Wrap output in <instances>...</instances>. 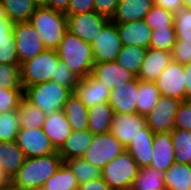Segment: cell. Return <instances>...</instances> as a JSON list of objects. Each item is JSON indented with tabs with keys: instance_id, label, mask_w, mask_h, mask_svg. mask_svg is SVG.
I'll list each match as a JSON object with an SVG mask.
<instances>
[{
	"instance_id": "29",
	"label": "cell",
	"mask_w": 191,
	"mask_h": 190,
	"mask_svg": "<svg viewBox=\"0 0 191 190\" xmlns=\"http://www.w3.org/2000/svg\"><path fill=\"white\" fill-rule=\"evenodd\" d=\"M167 190H191V165L175 162L164 175Z\"/></svg>"
},
{
	"instance_id": "40",
	"label": "cell",
	"mask_w": 191,
	"mask_h": 190,
	"mask_svg": "<svg viewBox=\"0 0 191 190\" xmlns=\"http://www.w3.org/2000/svg\"><path fill=\"white\" fill-rule=\"evenodd\" d=\"M144 21L151 30L161 27H174L175 22L173 12L157 5H153L150 12L145 16Z\"/></svg>"
},
{
	"instance_id": "42",
	"label": "cell",
	"mask_w": 191,
	"mask_h": 190,
	"mask_svg": "<svg viewBox=\"0 0 191 190\" xmlns=\"http://www.w3.org/2000/svg\"><path fill=\"white\" fill-rule=\"evenodd\" d=\"M24 98V89H9L0 87V114L17 110Z\"/></svg>"
},
{
	"instance_id": "11",
	"label": "cell",
	"mask_w": 191,
	"mask_h": 190,
	"mask_svg": "<svg viewBox=\"0 0 191 190\" xmlns=\"http://www.w3.org/2000/svg\"><path fill=\"white\" fill-rule=\"evenodd\" d=\"M181 102L179 99L161 95L154 109L146 116L147 126L154 133L171 132Z\"/></svg>"
},
{
	"instance_id": "46",
	"label": "cell",
	"mask_w": 191,
	"mask_h": 190,
	"mask_svg": "<svg viewBox=\"0 0 191 190\" xmlns=\"http://www.w3.org/2000/svg\"><path fill=\"white\" fill-rule=\"evenodd\" d=\"M170 133L174 152H179L183 149V146L191 145V130L173 129Z\"/></svg>"
},
{
	"instance_id": "12",
	"label": "cell",
	"mask_w": 191,
	"mask_h": 190,
	"mask_svg": "<svg viewBox=\"0 0 191 190\" xmlns=\"http://www.w3.org/2000/svg\"><path fill=\"white\" fill-rule=\"evenodd\" d=\"M15 142L26 158L41 157L57 152L42 128H20Z\"/></svg>"
},
{
	"instance_id": "35",
	"label": "cell",
	"mask_w": 191,
	"mask_h": 190,
	"mask_svg": "<svg viewBox=\"0 0 191 190\" xmlns=\"http://www.w3.org/2000/svg\"><path fill=\"white\" fill-rule=\"evenodd\" d=\"M79 184L69 166L63 162L58 171L43 185L44 190H77Z\"/></svg>"
},
{
	"instance_id": "23",
	"label": "cell",
	"mask_w": 191,
	"mask_h": 190,
	"mask_svg": "<svg viewBox=\"0 0 191 190\" xmlns=\"http://www.w3.org/2000/svg\"><path fill=\"white\" fill-rule=\"evenodd\" d=\"M153 5V0H120L110 20L115 24L142 20Z\"/></svg>"
},
{
	"instance_id": "48",
	"label": "cell",
	"mask_w": 191,
	"mask_h": 190,
	"mask_svg": "<svg viewBox=\"0 0 191 190\" xmlns=\"http://www.w3.org/2000/svg\"><path fill=\"white\" fill-rule=\"evenodd\" d=\"M119 1L120 0H95L94 11L111 19Z\"/></svg>"
},
{
	"instance_id": "38",
	"label": "cell",
	"mask_w": 191,
	"mask_h": 190,
	"mask_svg": "<svg viewBox=\"0 0 191 190\" xmlns=\"http://www.w3.org/2000/svg\"><path fill=\"white\" fill-rule=\"evenodd\" d=\"M19 129L18 110L0 114V141H15Z\"/></svg>"
},
{
	"instance_id": "16",
	"label": "cell",
	"mask_w": 191,
	"mask_h": 190,
	"mask_svg": "<svg viewBox=\"0 0 191 190\" xmlns=\"http://www.w3.org/2000/svg\"><path fill=\"white\" fill-rule=\"evenodd\" d=\"M139 79L136 77L131 82L113 88L110 91L108 104L114 109L115 113L132 114L137 113V93Z\"/></svg>"
},
{
	"instance_id": "55",
	"label": "cell",
	"mask_w": 191,
	"mask_h": 190,
	"mask_svg": "<svg viewBox=\"0 0 191 190\" xmlns=\"http://www.w3.org/2000/svg\"><path fill=\"white\" fill-rule=\"evenodd\" d=\"M11 180L6 176L2 168L0 167V186L9 183Z\"/></svg>"
},
{
	"instance_id": "10",
	"label": "cell",
	"mask_w": 191,
	"mask_h": 190,
	"mask_svg": "<svg viewBox=\"0 0 191 190\" xmlns=\"http://www.w3.org/2000/svg\"><path fill=\"white\" fill-rule=\"evenodd\" d=\"M91 45L95 63L116 61L123 47L116 24L109 20Z\"/></svg>"
},
{
	"instance_id": "21",
	"label": "cell",
	"mask_w": 191,
	"mask_h": 190,
	"mask_svg": "<svg viewBox=\"0 0 191 190\" xmlns=\"http://www.w3.org/2000/svg\"><path fill=\"white\" fill-rule=\"evenodd\" d=\"M155 133L146 126L135 139L126 146V151L133 157L139 168L151 165L153 159V139Z\"/></svg>"
},
{
	"instance_id": "14",
	"label": "cell",
	"mask_w": 191,
	"mask_h": 190,
	"mask_svg": "<svg viewBox=\"0 0 191 190\" xmlns=\"http://www.w3.org/2000/svg\"><path fill=\"white\" fill-rule=\"evenodd\" d=\"M146 126V117L138 113H114L109 132L126 147Z\"/></svg>"
},
{
	"instance_id": "44",
	"label": "cell",
	"mask_w": 191,
	"mask_h": 190,
	"mask_svg": "<svg viewBox=\"0 0 191 190\" xmlns=\"http://www.w3.org/2000/svg\"><path fill=\"white\" fill-rule=\"evenodd\" d=\"M172 61L187 65L191 63V40L176 39L171 51Z\"/></svg>"
},
{
	"instance_id": "18",
	"label": "cell",
	"mask_w": 191,
	"mask_h": 190,
	"mask_svg": "<svg viewBox=\"0 0 191 190\" xmlns=\"http://www.w3.org/2000/svg\"><path fill=\"white\" fill-rule=\"evenodd\" d=\"M116 27L123 45L150 48L152 30L144 19L116 24Z\"/></svg>"
},
{
	"instance_id": "4",
	"label": "cell",
	"mask_w": 191,
	"mask_h": 190,
	"mask_svg": "<svg viewBox=\"0 0 191 190\" xmlns=\"http://www.w3.org/2000/svg\"><path fill=\"white\" fill-rule=\"evenodd\" d=\"M72 93L69 88L51 80L24 88V98L46 115L62 110Z\"/></svg>"
},
{
	"instance_id": "37",
	"label": "cell",
	"mask_w": 191,
	"mask_h": 190,
	"mask_svg": "<svg viewBox=\"0 0 191 190\" xmlns=\"http://www.w3.org/2000/svg\"><path fill=\"white\" fill-rule=\"evenodd\" d=\"M176 43L174 27H161L152 30L150 48L171 52Z\"/></svg>"
},
{
	"instance_id": "60",
	"label": "cell",
	"mask_w": 191,
	"mask_h": 190,
	"mask_svg": "<svg viewBox=\"0 0 191 190\" xmlns=\"http://www.w3.org/2000/svg\"><path fill=\"white\" fill-rule=\"evenodd\" d=\"M113 190H131V188H129V189H113Z\"/></svg>"
},
{
	"instance_id": "56",
	"label": "cell",
	"mask_w": 191,
	"mask_h": 190,
	"mask_svg": "<svg viewBox=\"0 0 191 190\" xmlns=\"http://www.w3.org/2000/svg\"><path fill=\"white\" fill-rule=\"evenodd\" d=\"M7 19V15L5 12V8L3 6L2 0H0V22L4 21Z\"/></svg>"
},
{
	"instance_id": "57",
	"label": "cell",
	"mask_w": 191,
	"mask_h": 190,
	"mask_svg": "<svg viewBox=\"0 0 191 190\" xmlns=\"http://www.w3.org/2000/svg\"><path fill=\"white\" fill-rule=\"evenodd\" d=\"M34 3L37 5V6H46L47 3H48V0H33Z\"/></svg>"
},
{
	"instance_id": "33",
	"label": "cell",
	"mask_w": 191,
	"mask_h": 190,
	"mask_svg": "<svg viewBox=\"0 0 191 190\" xmlns=\"http://www.w3.org/2000/svg\"><path fill=\"white\" fill-rule=\"evenodd\" d=\"M7 18L13 23L30 21L37 5L33 0H2Z\"/></svg>"
},
{
	"instance_id": "54",
	"label": "cell",
	"mask_w": 191,
	"mask_h": 190,
	"mask_svg": "<svg viewBox=\"0 0 191 190\" xmlns=\"http://www.w3.org/2000/svg\"><path fill=\"white\" fill-rule=\"evenodd\" d=\"M0 190H22V189L16 186L12 181H10L5 185H1Z\"/></svg>"
},
{
	"instance_id": "1",
	"label": "cell",
	"mask_w": 191,
	"mask_h": 190,
	"mask_svg": "<svg viewBox=\"0 0 191 190\" xmlns=\"http://www.w3.org/2000/svg\"><path fill=\"white\" fill-rule=\"evenodd\" d=\"M63 162V158L58 152L41 157L26 158L24 165L11 181L22 190L43 187Z\"/></svg>"
},
{
	"instance_id": "24",
	"label": "cell",
	"mask_w": 191,
	"mask_h": 190,
	"mask_svg": "<svg viewBox=\"0 0 191 190\" xmlns=\"http://www.w3.org/2000/svg\"><path fill=\"white\" fill-rule=\"evenodd\" d=\"M26 156L15 141H0V167L12 180L24 165Z\"/></svg>"
},
{
	"instance_id": "39",
	"label": "cell",
	"mask_w": 191,
	"mask_h": 190,
	"mask_svg": "<svg viewBox=\"0 0 191 190\" xmlns=\"http://www.w3.org/2000/svg\"><path fill=\"white\" fill-rule=\"evenodd\" d=\"M173 16L176 39L191 40V7L181 6Z\"/></svg>"
},
{
	"instance_id": "15",
	"label": "cell",
	"mask_w": 191,
	"mask_h": 190,
	"mask_svg": "<svg viewBox=\"0 0 191 190\" xmlns=\"http://www.w3.org/2000/svg\"><path fill=\"white\" fill-rule=\"evenodd\" d=\"M91 75L110 91L136 78L134 74L123 68L118 62L95 63Z\"/></svg>"
},
{
	"instance_id": "30",
	"label": "cell",
	"mask_w": 191,
	"mask_h": 190,
	"mask_svg": "<svg viewBox=\"0 0 191 190\" xmlns=\"http://www.w3.org/2000/svg\"><path fill=\"white\" fill-rule=\"evenodd\" d=\"M161 94L155 82H145L139 80L137 93V113L141 116H147L155 107Z\"/></svg>"
},
{
	"instance_id": "51",
	"label": "cell",
	"mask_w": 191,
	"mask_h": 190,
	"mask_svg": "<svg viewBox=\"0 0 191 190\" xmlns=\"http://www.w3.org/2000/svg\"><path fill=\"white\" fill-rule=\"evenodd\" d=\"M176 162L191 165V145L183 146V149L179 152H175Z\"/></svg>"
},
{
	"instance_id": "47",
	"label": "cell",
	"mask_w": 191,
	"mask_h": 190,
	"mask_svg": "<svg viewBox=\"0 0 191 190\" xmlns=\"http://www.w3.org/2000/svg\"><path fill=\"white\" fill-rule=\"evenodd\" d=\"M95 0H70L66 16L94 11Z\"/></svg>"
},
{
	"instance_id": "43",
	"label": "cell",
	"mask_w": 191,
	"mask_h": 190,
	"mask_svg": "<svg viewBox=\"0 0 191 190\" xmlns=\"http://www.w3.org/2000/svg\"><path fill=\"white\" fill-rule=\"evenodd\" d=\"M51 81L65 86L74 92V89L77 87L79 82V78L63 61L60 60L55 71V79H51Z\"/></svg>"
},
{
	"instance_id": "36",
	"label": "cell",
	"mask_w": 191,
	"mask_h": 190,
	"mask_svg": "<svg viewBox=\"0 0 191 190\" xmlns=\"http://www.w3.org/2000/svg\"><path fill=\"white\" fill-rule=\"evenodd\" d=\"M64 162L72 170L79 185L101 177V170L83 158H71Z\"/></svg>"
},
{
	"instance_id": "34",
	"label": "cell",
	"mask_w": 191,
	"mask_h": 190,
	"mask_svg": "<svg viewBox=\"0 0 191 190\" xmlns=\"http://www.w3.org/2000/svg\"><path fill=\"white\" fill-rule=\"evenodd\" d=\"M146 52L147 49L139 46L123 45L120 53L117 56L116 62L137 77L144 61Z\"/></svg>"
},
{
	"instance_id": "45",
	"label": "cell",
	"mask_w": 191,
	"mask_h": 190,
	"mask_svg": "<svg viewBox=\"0 0 191 190\" xmlns=\"http://www.w3.org/2000/svg\"><path fill=\"white\" fill-rule=\"evenodd\" d=\"M174 129L191 130V99L180 103L175 115Z\"/></svg>"
},
{
	"instance_id": "26",
	"label": "cell",
	"mask_w": 191,
	"mask_h": 190,
	"mask_svg": "<svg viewBox=\"0 0 191 190\" xmlns=\"http://www.w3.org/2000/svg\"><path fill=\"white\" fill-rule=\"evenodd\" d=\"M64 112L73 131L88 130V111L89 109L73 92L63 106Z\"/></svg>"
},
{
	"instance_id": "22",
	"label": "cell",
	"mask_w": 191,
	"mask_h": 190,
	"mask_svg": "<svg viewBox=\"0 0 191 190\" xmlns=\"http://www.w3.org/2000/svg\"><path fill=\"white\" fill-rule=\"evenodd\" d=\"M42 130L52 145L58 150L73 130L62 110L55 111L46 116Z\"/></svg>"
},
{
	"instance_id": "53",
	"label": "cell",
	"mask_w": 191,
	"mask_h": 190,
	"mask_svg": "<svg viewBox=\"0 0 191 190\" xmlns=\"http://www.w3.org/2000/svg\"><path fill=\"white\" fill-rule=\"evenodd\" d=\"M186 79V101L191 99V63L184 65Z\"/></svg>"
},
{
	"instance_id": "19",
	"label": "cell",
	"mask_w": 191,
	"mask_h": 190,
	"mask_svg": "<svg viewBox=\"0 0 191 190\" xmlns=\"http://www.w3.org/2000/svg\"><path fill=\"white\" fill-rule=\"evenodd\" d=\"M171 61V52L149 48L137 78L145 82H155Z\"/></svg>"
},
{
	"instance_id": "13",
	"label": "cell",
	"mask_w": 191,
	"mask_h": 190,
	"mask_svg": "<svg viewBox=\"0 0 191 190\" xmlns=\"http://www.w3.org/2000/svg\"><path fill=\"white\" fill-rule=\"evenodd\" d=\"M184 65L171 61L158 76L155 84L161 95L186 101V79Z\"/></svg>"
},
{
	"instance_id": "20",
	"label": "cell",
	"mask_w": 191,
	"mask_h": 190,
	"mask_svg": "<svg viewBox=\"0 0 191 190\" xmlns=\"http://www.w3.org/2000/svg\"><path fill=\"white\" fill-rule=\"evenodd\" d=\"M175 162L171 133H155L153 139V159L150 166L165 173Z\"/></svg>"
},
{
	"instance_id": "31",
	"label": "cell",
	"mask_w": 191,
	"mask_h": 190,
	"mask_svg": "<svg viewBox=\"0 0 191 190\" xmlns=\"http://www.w3.org/2000/svg\"><path fill=\"white\" fill-rule=\"evenodd\" d=\"M165 173L148 166L139 168L136 179L133 181L131 190H164Z\"/></svg>"
},
{
	"instance_id": "58",
	"label": "cell",
	"mask_w": 191,
	"mask_h": 190,
	"mask_svg": "<svg viewBox=\"0 0 191 190\" xmlns=\"http://www.w3.org/2000/svg\"><path fill=\"white\" fill-rule=\"evenodd\" d=\"M184 6L191 7V0H183Z\"/></svg>"
},
{
	"instance_id": "49",
	"label": "cell",
	"mask_w": 191,
	"mask_h": 190,
	"mask_svg": "<svg viewBox=\"0 0 191 190\" xmlns=\"http://www.w3.org/2000/svg\"><path fill=\"white\" fill-rule=\"evenodd\" d=\"M77 190H111L106 182L100 177L79 185Z\"/></svg>"
},
{
	"instance_id": "9",
	"label": "cell",
	"mask_w": 191,
	"mask_h": 190,
	"mask_svg": "<svg viewBox=\"0 0 191 190\" xmlns=\"http://www.w3.org/2000/svg\"><path fill=\"white\" fill-rule=\"evenodd\" d=\"M13 33L19 64L37 56L46 49L39 33L29 21L15 23Z\"/></svg>"
},
{
	"instance_id": "5",
	"label": "cell",
	"mask_w": 191,
	"mask_h": 190,
	"mask_svg": "<svg viewBox=\"0 0 191 190\" xmlns=\"http://www.w3.org/2000/svg\"><path fill=\"white\" fill-rule=\"evenodd\" d=\"M56 50L45 49L37 56L20 64L22 87L44 83L55 79V71L59 64Z\"/></svg>"
},
{
	"instance_id": "27",
	"label": "cell",
	"mask_w": 191,
	"mask_h": 190,
	"mask_svg": "<svg viewBox=\"0 0 191 190\" xmlns=\"http://www.w3.org/2000/svg\"><path fill=\"white\" fill-rule=\"evenodd\" d=\"M15 23L8 18L0 22V64H19L14 39Z\"/></svg>"
},
{
	"instance_id": "41",
	"label": "cell",
	"mask_w": 191,
	"mask_h": 190,
	"mask_svg": "<svg viewBox=\"0 0 191 190\" xmlns=\"http://www.w3.org/2000/svg\"><path fill=\"white\" fill-rule=\"evenodd\" d=\"M0 87L24 89L21 82L20 64H0Z\"/></svg>"
},
{
	"instance_id": "52",
	"label": "cell",
	"mask_w": 191,
	"mask_h": 190,
	"mask_svg": "<svg viewBox=\"0 0 191 190\" xmlns=\"http://www.w3.org/2000/svg\"><path fill=\"white\" fill-rule=\"evenodd\" d=\"M70 0H48L46 7L65 13Z\"/></svg>"
},
{
	"instance_id": "25",
	"label": "cell",
	"mask_w": 191,
	"mask_h": 190,
	"mask_svg": "<svg viewBox=\"0 0 191 190\" xmlns=\"http://www.w3.org/2000/svg\"><path fill=\"white\" fill-rule=\"evenodd\" d=\"M94 134L89 130L73 131L57 150L63 161L71 158H82L93 141Z\"/></svg>"
},
{
	"instance_id": "32",
	"label": "cell",
	"mask_w": 191,
	"mask_h": 190,
	"mask_svg": "<svg viewBox=\"0 0 191 190\" xmlns=\"http://www.w3.org/2000/svg\"><path fill=\"white\" fill-rule=\"evenodd\" d=\"M17 110L20 128H42L47 115L38 107L32 105L25 98H23Z\"/></svg>"
},
{
	"instance_id": "50",
	"label": "cell",
	"mask_w": 191,
	"mask_h": 190,
	"mask_svg": "<svg viewBox=\"0 0 191 190\" xmlns=\"http://www.w3.org/2000/svg\"><path fill=\"white\" fill-rule=\"evenodd\" d=\"M154 5L160 6L165 10L175 12L179 7L184 6L183 0H153Z\"/></svg>"
},
{
	"instance_id": "2",
	"label": "cell",
	"mask_w": 191,
	"mask_h": 190,
	"mask_svg": "<svg viewBox=\"0 0 191 190\" xmlns=\"http://www.w3.org/2000/svg\"><path fill=\"white\" fill-rule=\"evenodd\" d=\"M56 51L59 60L63 61L79 79L91 74L95 64L91 44L66 30Z\"/></svg>"
},
{
	"instance_id": "7",
	"label": "cell",
	"mask_w": 191,
	"mask_h": 190,
	"mask_svg": "<svg viewBox=\"0 0 191 190\" xmlns=\"http://www.w3.org/2000/svg\"><path fill=\"white\" fill-rule=\"evenodd\" d=\"M126 151V147L110 132L105 134H95L91 145L82 156L94 167L102 168L118 155Z\"/></svg>"
},
{
	"instance_id": "3",
	"label": "cell",
	"mask_w": 191,
	"mask_h": 190,
	"mask_svg": "<svg viewBox=\"0 0 191 190\" xmlns=\"http://www.w3.org/2000/svg\"><path fill=\"white\" fill-rule=\"evenodd\" d=\"M42 38L46 49L56 50L67 30V16L46 6H37L29 21Z\"/></svg>"
},
{
	"instance_id": "59",
	"label": "cell",
	"mask_w": 191,
	"mask_h": 190,
	"mask_svg": "<svg viewBox=\"0 0 191 190\" xmlns=\"http://www.w3.org/2000/svg\"><path fill=\"white\" fill-rule=\"evenodd\" d=\"M28 190H44V189L40 187V188H34V189H28Z\"/></svg>"
},
{
	"instance_id": "28",
	"label": "cell",
	"mask_w": 191,
	"mask_h": 190,
	"mask_svg": "<svg viewBox=\"0 0 191 190\" xmlns=\"http://www.w3.org/2000/svg\"><path fill=\"white\" fill-rule=\"evenodd\" d=\"M114 113V109L108 102L93 106L88 111V130L94 135L108 133Z\"/></svg>"
},
{
	"instance_id": "6",
	"label": "cell",
	"mask_w": 191,
	"mask_h": 190,
	"mask_svg": "<svg viewBox=\"0 0 191 190\" xmlns=\"http://www.w3.org/2000/svg\"><path fill=\"white\" fill-rule=\"evenodd\" d=\"M138 172V164L127 151H124L102 168L101 178L111 190L129 189Z\"/></svg>"
},
{
	"instance_id": "8",
	"label": "cell",
	"mask_w": 191,
	"mask_h": 190,
	"mask_svg": "<svg viewBox=\"0 0 191 190\" xmlns=\"http://www.w3.org/2000/svg\"><path fill=\"white\" fill-rule=\"evenodd\" d=\"M110 19L96 11L67 16V30L92 44Z\"/></svg>"
},
{
	"instance_id": "17",
	"label": "cell",
	"mask_w": 191,
	"mask_h": 190,
	"mask_svg": "<svg viewBox=\"0 0 191 190\" xmlns=\"http://www.w3.org/2000/svg\"><path fill=\"white\" fill-rule=\"evenodd\" d=\"M74 93L88 109L97 104L108 102L110 96V90L91 74L79 79Z\"/></svg>"
}]
</instances>
